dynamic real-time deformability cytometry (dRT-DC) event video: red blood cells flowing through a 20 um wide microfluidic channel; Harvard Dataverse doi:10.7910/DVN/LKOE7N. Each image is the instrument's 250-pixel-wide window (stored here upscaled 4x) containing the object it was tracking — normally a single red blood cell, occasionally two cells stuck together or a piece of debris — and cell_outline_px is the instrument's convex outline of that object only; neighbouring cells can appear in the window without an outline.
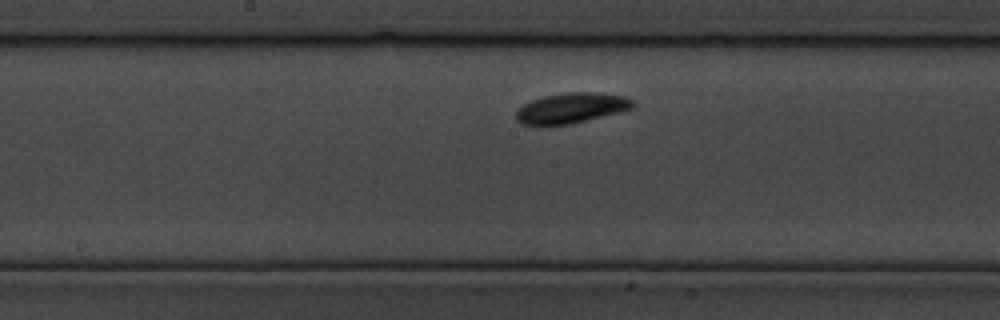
{"species": "common noctule bat (a hibernating species)", "species_latin": "Nyctalus noctula", "temperature_condition": "cold", "stored_images_in_passage": 16, "segment_of_instrument_passage": [2, 2], "camera_frame_rate_fps": 3000, "um_per_image_px": 0.085, "animal": {"sex": "male", "body_mass_g": 19.5, "forearm_length_mm": 54.6}, "frame": {"image": 1, "passage_image": 16, "time_ms": 5.0, "image_size_px": [1000, 320], "cell_outline_px": [[636, 104], [632, 108], [572, 124], [520, 124], [516, 120], [516, 112], [524, 104], [532, 100], [544, 96], [568, 92], [596, 92], [624, 96], [632, 100]], "centroid_in_image_um": [48.57, 9.17], "position_along_channel_um": 199.6, "area_um2": 20.29}}